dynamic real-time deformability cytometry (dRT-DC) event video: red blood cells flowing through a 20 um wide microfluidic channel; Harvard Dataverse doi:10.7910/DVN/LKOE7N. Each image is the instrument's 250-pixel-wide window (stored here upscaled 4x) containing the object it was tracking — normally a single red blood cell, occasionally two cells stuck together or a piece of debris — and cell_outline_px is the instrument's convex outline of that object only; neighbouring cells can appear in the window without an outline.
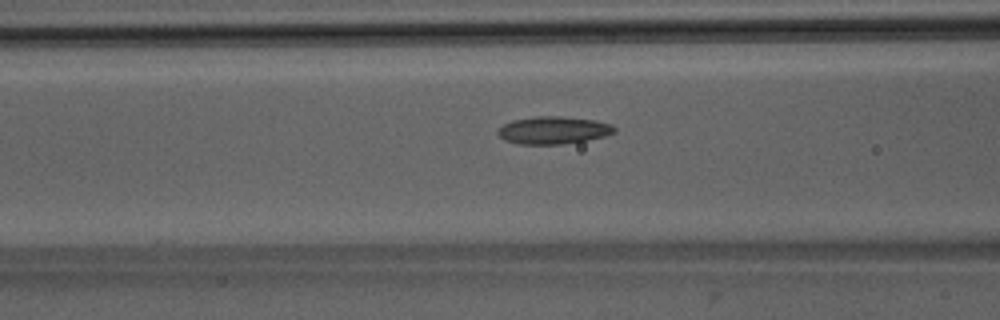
{"species": "Egyptian fruit bat (a non-hibernating species)", "species_latin": "Rousettus aegyptiacus", "temperature_condition": "room temperature", "stored_images_in_passage": 46, "camera_frame_rate_fps": 3000, "um_per_image_px": 0.085, "animal": {"sex": "male"}, "frame": {"image": 1, "passage_image": 15, "time_ms": 4.667, "image_size_px": [1000, 320], "cell_outline_px": [[616, 132], [604, 136], [584, 140], [560, 144], [516, 144], [504, 140], [496, 132], [504, 124], [512, 120], [536, 116], [560, 116], [596, 120], [612, 124], [616, 128]], "centroid_in_image_um": [47.03, 11.06], "position_along_channel_um": 119.6, "area_um2": 18.67}}
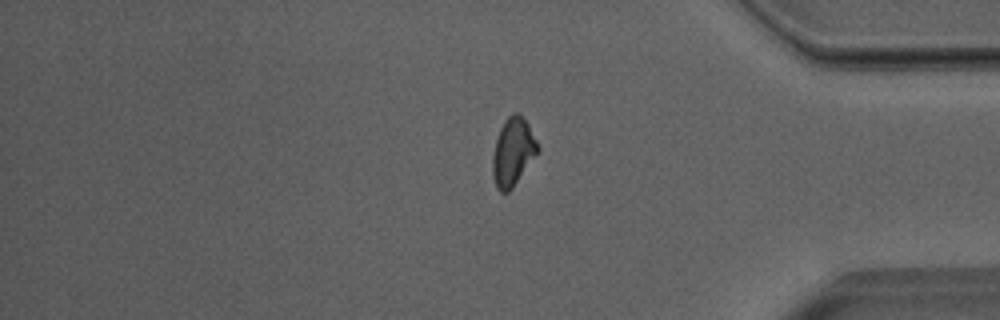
{"frame": {"image": 2, "passage_image": 37, "time_ms": 12.0, "image_size_px": [1000, 320], "cell_outline_px": [[540, 152], [512, 188], [508, 192], [500, 192], [496, 188], [492, 172], [492, 156], [496, 140], [500, 128], [504, 120], [512, 112], [520, 112], [528, 124], [540, 148]], "centroid_in_image_um": [43.61, 12.9], "position_along_channel_um": 391.6, "area_um2": 18.15}}
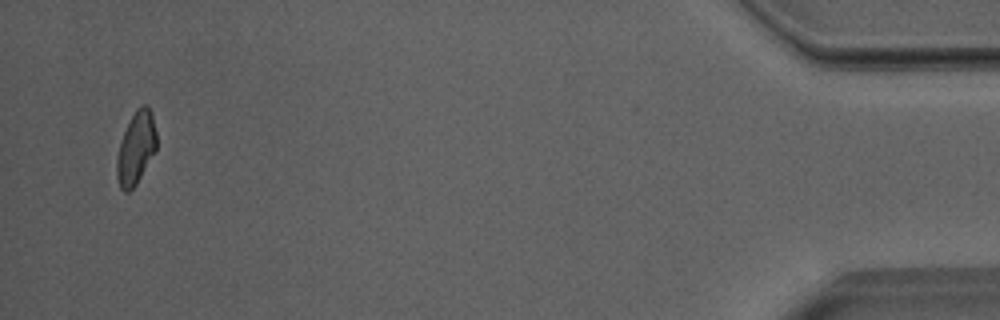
{"frame": {"image": 3, "passage_image": 44, "time_ms": 14.333, "image_size_px": [1000, 320], "cell_outline_px": [[156, 152], [136, 184], [128, 192], [124, 192], [120, 188], [116, 176], [116, 156], [120, 140], [136, 108], [140, 104], [144, 104], [152, 112], [156, 132]], "centroid_in_image_um": [11.55, 12.6], "position_along_channel_um": 423.6, "area_um2": 16.99}, "authors_computed_cell_mechanics": {"area_um2": 17.6579, "velocity_mm_per_s": 4.0057, "shape_relaxation_time_tau1_ms": 8.0729, "shape_relaxation_time_tau2_ms": 3.0187, "deformation_change_tau1": 0.1766, "deformation_change_tau2": 0.1035}}